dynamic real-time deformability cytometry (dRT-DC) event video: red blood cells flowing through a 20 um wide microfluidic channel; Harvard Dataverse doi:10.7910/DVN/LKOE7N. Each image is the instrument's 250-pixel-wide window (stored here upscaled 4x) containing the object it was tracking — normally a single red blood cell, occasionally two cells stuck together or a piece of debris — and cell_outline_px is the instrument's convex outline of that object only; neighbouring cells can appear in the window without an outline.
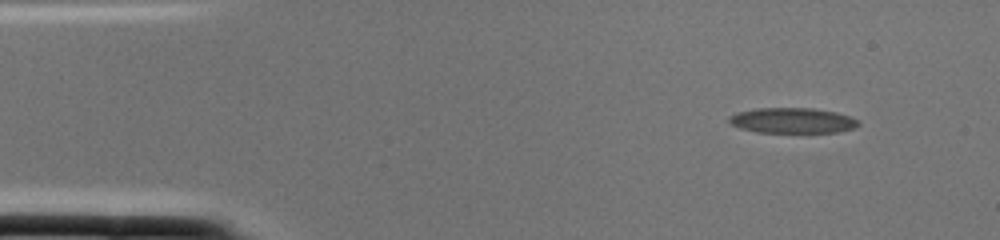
{"species": "common noctule bat (a hibernating species)", "species_latin": "Nyctalus noctula", "temperature_condition": "cold", "stored_images_in_passage": 1, "camera_frame_rate_fps": 3000, "um_per_image_px": 0.085, "animal": {"sex": "female", "body_mass_g": 22.0, "forearm_length_mm": 56.7}, "frame": {"image": 1, "passage_image": 1, "time_ms": 0.0, "image_size_px": [1000, 240], "cell_outline_px": [[860, 124], [856, 128], [836, 132], [756, 132], [740, 128], [728, 124], [728, 116], [736, 112], [756, 108], [812, 108], [836, 112], [848, 116], [856, 120]], "centroid_in_image_um": [67.29, 10.24], "position_along_channel_um": 17.7, "area_um2": 19.19}}